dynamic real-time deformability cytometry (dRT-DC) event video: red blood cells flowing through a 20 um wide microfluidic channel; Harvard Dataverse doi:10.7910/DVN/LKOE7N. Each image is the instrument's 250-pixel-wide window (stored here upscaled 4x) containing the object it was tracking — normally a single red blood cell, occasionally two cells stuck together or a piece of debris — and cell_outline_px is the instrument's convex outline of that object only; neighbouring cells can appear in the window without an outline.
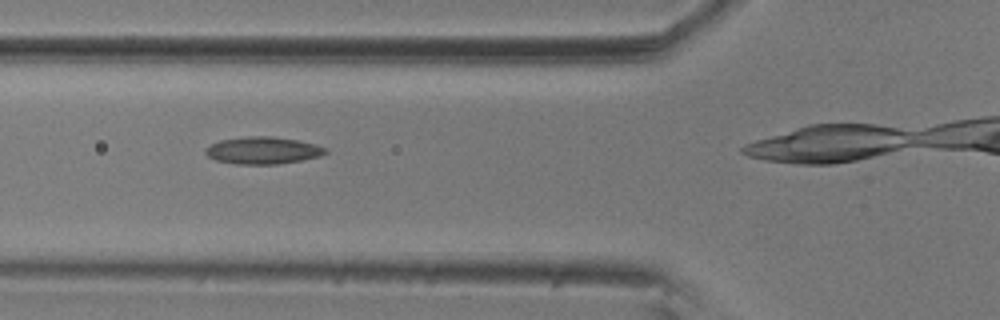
{"species": "common noctule bat (a hibernating species)", "species_latin": "Nyctalus noctula", "temperature_condition": "room temperature", "stored_images_in_passage": 5, "camera_frame_rate_fps": 3000, "um_per_image_px": 0.085, "animal": {"sex": "male", "body_mass_g": 20.5, "forearm_length_mm": 52.5}, "frame": {"image": 1, "passage_image": 3, "time_ms": 0.667, "image_size_px": [1000, 320], "cell_outline_px": [[328, 152], [320, 156], [300, 160], [276, 164], [236, 164], [216, 160], [208, 156], [204, 152], [212, 144], [220, 140], [248, 136], [272, 136], [296, 140], [316, 144], [328, 148]], "centroid_in_image_um": [22.37, 12.78], "position_along_channel_um": 103.4, "area_um2": 18.84}}
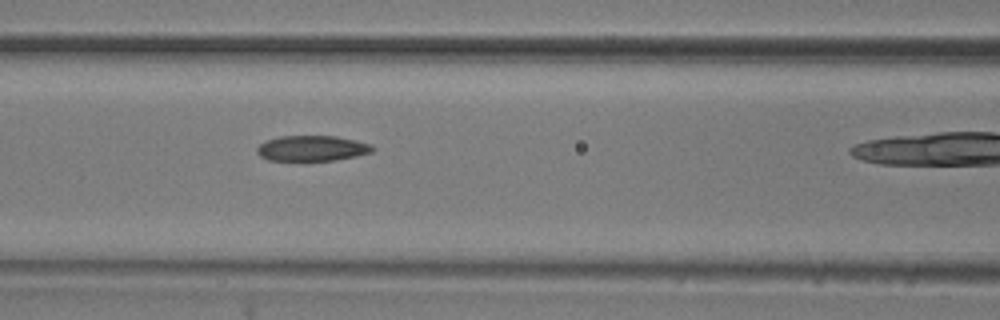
{"frame": {"image": 2, "passage_image": 4, "time_ms": 1.0, "image_size_px": [1000, 320], "cell_outline_px": [[376, 148], [372, 152], [356, 156], [336, 160], [268, 160], [260, 156], [256, 152], [256, 148], [260, 144], [268, 140], [280, 136], [336, 136], [356, 140], [372, 144]], "centroid_in_image_um": [26.55, 12.6], "position_along_channel_um": 140.0, "area_um2": 17.17}}